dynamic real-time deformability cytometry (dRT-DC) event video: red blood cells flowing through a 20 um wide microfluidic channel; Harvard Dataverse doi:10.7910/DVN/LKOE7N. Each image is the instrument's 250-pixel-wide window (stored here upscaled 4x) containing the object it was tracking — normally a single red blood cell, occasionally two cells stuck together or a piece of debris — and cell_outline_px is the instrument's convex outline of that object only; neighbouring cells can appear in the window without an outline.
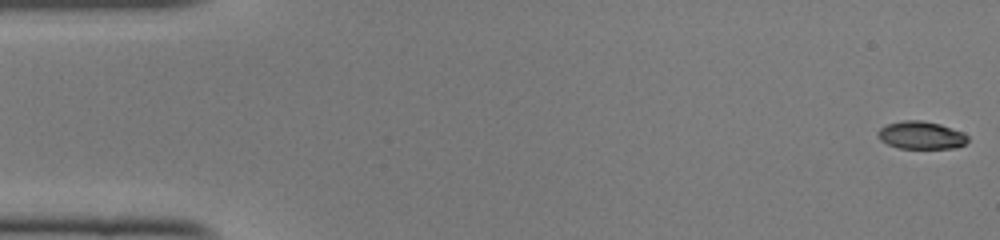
{"species": "common noctule bat (a hibernating species)", "species_latin": "Nyctalus noctula", "temperature_condition": "cold", "stored_images_in_passage": 49, "camera_frame_rate_fps": 3000, "um_per_image_px": 0.085, "animal": {"sex": "female", "body_mass_g": 22.0, "forearm_length_mm": 56.7}, "frame": {"image": 1, "passage_image": 1, "time_ms": 0.0, "image_size_px": [1000, 240], "cell_outline_px": [[968, 140], [964, 144], [952, 148], [900, 148], [888, 144], [880, 140], [876, 132], [880, 128], [888, 124], [904, 120], [924, 120], [940, 124], [964, 132], [968, 136]], "centroid_in_image_um": [78.29, 11.48], "position_along_channel_um": 6.7, "area_um2": 14.51}}
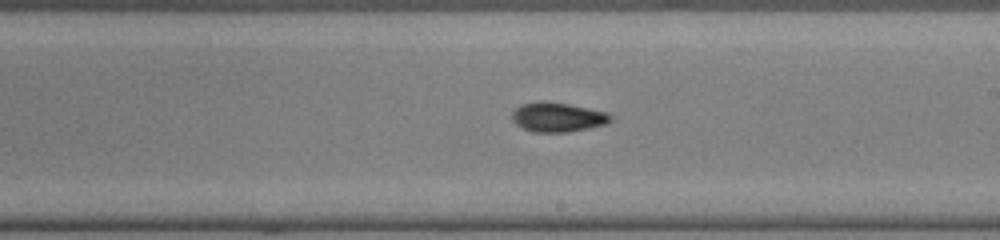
{"frame": {"image": 2, "passage_image": 28, "time_ms": 9.0, "image_size_px": [1000, 240], "cell_outline_px": [[612, 120], [604, 124], [588, 128], [568, 132], [532, 132], [516, 124], [512, 120], [512, 112], [520, 104], [540, 100], [568, 104], [608, 112], [612, 116]], "centroid_in_image_um": [47.38, 9.95], "position_along_channel_um": 241.6, "area_um2": 16.94}}
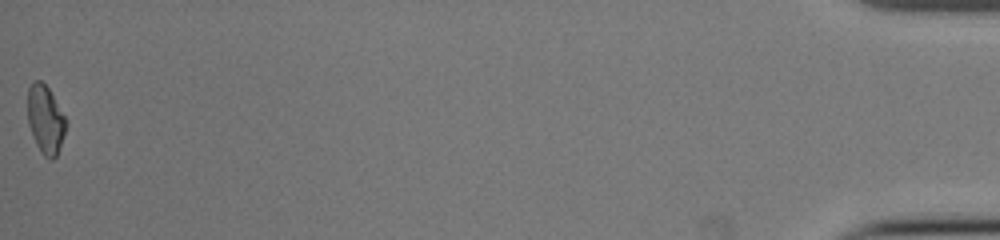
{"frame": {"image": 3, "passage_image": 49, "time_ms": 16.0, "image_size_px": [1000, 240], "cell_outline_px": [[64, 132], [56, 156], [52, 160], [48, 160], [44, 156], [36, 144], [28, 124], [28, 88], [32, 80], [40, 80], [48, 88], [64, 116]], "centroid_in_image_um": [3.82, 10.15], "position_along_channel_um": 431.4, "area_um2": 14.8}, "authors_computed_cell_mechanics": {"area_um2": 15.6638, "velocity_mm_per_s": 4.1354, "shape_relaxation_time_tau1_ms": 5.9868, "shape_relaxation_time_tau2_ms": 5.6414, "deformation_change_tau1": 0.1892, "deformation_change_tau2": 0.0902}}